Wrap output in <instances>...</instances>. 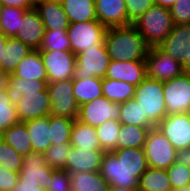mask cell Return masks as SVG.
Listing matches in <instances>:
<instances>
[{"mask_svg":"<svg viewBox=\"0 0 190 191\" xmlns=\"http://www.w3.org/2000/svg\"><path fill=\"white\" fill-rule=\"evenodd\" d=\"M104 44L110 61H146L149 46L133 24L107 28Z\"/></svg>","mask_w":190,"mask_h":191,"instance_id":"1","label":"cell"},{"mask_svg":"<svg viewBox=\"0 0 190 191\" xmlns=\"http://www.w3.org/2000/svg\"><path fill=\"white\" fill-rule=\"evenodd\" d=\"M133 25L149 47L159 46L171 33L174 23L168 8L154 4Z\"/></svg>","mask_w":190,"mask_h":191,"instance_id":"2","label":"cell"},{"mask_svg":"<svg viewBox=\"0 0 190 191\" xmlns=\"http://www.w3.org/2000/svg\"><path fill=\"white\" fill-rule=\"evenodd\" d=\"M133 98L155 126L167 115L162 81L146 76L136 87Z\"/></svg>","mask_w":190,"mask_h":191,"instance_id":"3","label":"cell"},{"mask_svg":"<svg viewBox=\"0 0 190 191\" xmlns=\"http://www.w3.org/2000/svg\"><path fill=\"white\" fill-rule=\"evenodd\" d=\"M143 149L148 167L155 169L166 170L181 158L158 126L150 128Z\"/></svg>","mask_w":190,"mask_h":191,"instance_id":"4","label":"cell"},{"mask_svg":"<svg viewBox=\"0 0 190 191\" xmlns=\"http://www.w3.org/2000/svg\"><path fill=\"white\" fill-rule=\"evenodd\" d=\"M107 28L97 20L71 23L67 28L70 51L75 55L96 45H103Z\"/></svg>","mask_w":190,"mask_h":191,"instance_id":"5","label":"cell"},{"mask_svg":"<svg viewBox=\"0 0 190 191\" xmlns=\"http://www.w3.org/2000/svg\"><path fill=\"white\" fill-rule=\"evenodd\" d=\"M163 95L167 115L190 113V72L164 81Z\"/></svg>","mask_w":190,"mask_h":191,"instance_id":"6","label":"cell"},{"mask_svg":"<svg viewBox=\"0 0 190 191\" xmlns=\"http://www.w3.org/2000/svg\"><path fill=\"white\" fill-rule=\"evenodd\" d=\"M47 90L51 99V116L78 119L80 106L73 96V79L47 83Z\"/></svg>","mask_w":190,"mask_h":191,"instance_id":"7","label":"cell"},{"mask_svg":"<svg viewBox=\"0 0 190 191\" xmlns=\"http://www.w3.org/2000/svg\"><path fill=\"white\" fill-rule=\"evenodd\" d=\"M109 63L110 57L105 44L96 45L95 48L76 55L74 78H105Z\"/></svg>","mask_w":190,"mask_h":191,"instance_id":"8","label":"cell"},{"mask_svg":"<svg viewBox=\"0 0 190 191\" xmlns=\"http://www.w3.org/2000/svg\"><path fill=\"white\" fill-rule=\"evenodd\" d=\"M147 76L158 81H168L182 75V64L164 53L158 46L149 47L146 54Z\"/></svg>","mask_w":190,"mask_h":191,"instance_id":"9","label":"cell"},{"mask_svg":"<svg viewBox=\"0 0 190 191\" xmlns=\"http://www.w3.org/2000/svg\"><path fill=\"white\" fill-rule=\"evenodd\" d=\"M48 83L73 79L76 55L72 51H39Z\"/></svg>","mask_w":190,"mask_h":191,"instance_id":"10","label":"cell"},{"mask_svg":"<svg viewBox=\"0 0 190 191\" xmlns=\"http://www.w3.org/2000/svg\"><path fill=\"white\" fill-rule=\"evenodd\" d=\"M157 126L181 155L190 149V113L166 115Z\"/></svg>","mask_w":190,"mask_h":191,"instance_id":"11","label":"cell"},{"mask_svg":"<svg viewBox=\"0 0 190 191\" xmlns=\"http://www.w3.org/2000/svg\"><path fill=\"white\" fill-rule=\"evenodd\" d=\"M120 118V103H114L101 96L86 102L79 107L78 120L94 128L108 120L118 121Z\"/></svg>","mask_w":190,"mask_h":191,"instance_id":"12","label":"cell"},{"mask_svg":"<svg viewBox=\"0 0 190 191\" xmlns=\"http://www.w3.org/2000/svg\"><path fill=\"white\" fill-rule=\"evenodd\" d=\"M15 107L20 122L49 116L51 99L47 88L40 92L25 93Z\"/></svg>","mask_w":190,"mask_h":191,"instance_id":"13","label":"cell"},{"mask_svg":"<svg viewBox=\"0 0 190 191\" xmlns=\"http://www.w3.org/2000/svg\"><path fill=\"white\" fill-rule=\"evenodd\" d=\"M100 173L110 185L122 188H138V179L134 173L127 170L122 160H118L113 152H105Z\"/></svg>","mask_w":190,"mask_h":191,"instance_id":"14","label":"cell"},{"mask_svg":"<svg viewBox=\"0 0 190 191\" xmlns=\"http://www.w3.org/2000/svg\"><path fill=\"white\" fill-rule=\"evenodd\" d=\"M190 45L188 24L174 25L171 33L158 46L164 53L179 61L187 72V50Z\"/></svg>","mask_w":190,"mask_h":191,"instance_id":"15","label":"cell"},{"mask_svg":"<svg viewBox=\"0 0 190 191\" xmlns=\"http://www.w3.org/2000/svg\"><path fill=\"white\" fill-rule=\"evenodd\" d=\"M103 150L71 147L68 151L64 170L69 174L78 172H98L101 169Z\"/></svg>","mask_w":190,"mask_h":191,"instance_id":"16","label":"cell"},{"mask_svg":"<svg viewBox=\"0 0 190 191\" xmlns=\"http://www.w3.org/2000/svg\"><path fill=\"white\" fill-rule=\"evenodd\" d=\"M45 33L43 21L35 8L27 10L14 38L19 39L32 50H39Z\"/></svg>","mask_w":190,"mask_h":191,"instance_id":"17","label":"cell"},{"mask_svg":"<svg viewBox=\"0 0 190 191\" xmlns=\"http://www.w3.org/2000/svg\"><path fill=\"white\" fill-rule=\"evenodd\" d=\"M34 8L43 21L45 31L67 30L70 25L60 0H35Z\"/></svg>","mask_w":190,"mask_h":191,"instance_id":"18","label":"cell"},{"mask_svg":"<svg viewBox=\"0 0 190 191\" xmlns=\"http://www.w3.org/2000/svg\"><path fill=\"white\" fill-rule=\"evenodd\" d=\"M97 21L106 28L131 25L125 0H95Z\"/></svg>","mask_w":190,"mask_h":191,"instance_id":"19","label":"cell"},{"mask_svg":"<svg viewBox=\"0 0 190 191\" xmlns=\"http://www.w3.org/2000/svg\"><path fill=\"white\" fill-rule=\"evenodd\" d=\"M53 174L54 169L47 165L43 153L33 151L23 158L19 178L22 181L39 182L44 187Z\"/></svg>","mask_w":190,"mask_h":191,"instance_id":"20","label":"cell"},{"mask_svg":"<svg viewBox=\"0 0 190 191\" xmlns=\"http://www.w3.org/2000/svg\"><path fill=\"white\" fill-rule=\"evenodd\" d=\"M147 76L146 61H110L105 78L138 86Z\"/></svg>","mask_w":190,"mask_h":191,"instance_id":"21","label":"cell"},{"mask_svg":"<svg viewBox=\"0 0 190 191\" xmlns=\"http://www.w3.org/2000/svg\"><path fill=\"white\" fill-rule=\"evenodd\" d=\"M32 51V49L19 39L8 37L4 47L3 61L1 62L0 70L12 74L18 64Z\"/></svg>","mask_w":190,"mask_h":191,"instance_id":"22","label":"cell"},{"mask_svg":"<svg viewBox=\"0 0 190 191\" xmlns=\"http://www.w3.org/2000/svg\"><path fill=\"white\" fill-rule=\"evenodd\" d=\"M30 136L32 149L35 152L44 153L50 142L49 116L28 120L25 122Z\"/></svg>","mask_w":190,"mask_h":191,"instance_id":"23","label":"cell"},{"mask_svg":"<svg viewBox=\"0 0 190 191\" xmlns=\"http://www.w3.org/2000/svg\"><path fill=\"white\" fill-rule=\"evenodd\" d=\"M71 23L97 20L95 0H60Z\"/></svg>","mask_w":190,"mask_h":191,"instance_id":"24","label":"cell"},{"mask_svg":"<svg viewBox=\"0 0 190 191\" xmlns=\"http://www.w3.org/2000/svg\"><path fill=\"white\" fill-rule=\"evenodd\" d=\"M2 139L12 146L19 155L25 157L33 152L30 136L25 122H17L2 133Z\"/></svg>","mask_w":190,"mask_h":191,"instance_id":"25","label":"cell"},{"mask_svg":"<svg viewBox=\"0 0 190 191\" xmlns=\"http://www.w3.org/2000/svg\"><path fill=\"white\" fill-rule=\"evenodd\" d=\"M16 77L26 80H48L39 50H33L17 66L13 72Z\"/></svg>","mask_w":190,"mask_h":191,"instance_id":"26","label":"cell"},{"mask_svg":"<svg viewBox=\"0 0 190 191\" xmlns=\"http://www.w3.org/2000/svg\"><path fill=\"white\" fill-rule=\"evenodd\" d=\"M70 145L74 148L101 150L96 129L78 119L73 123Z\"/></svg>","mask_w":190,"mask_h":191,"instance_id":"27","label":"cell"},{"mask_svg":"<svg viewBox=\"0 0 190 191\" xmlns=\"http://www.w3.org/2000/svg\"><path fill=\"white\" fill-rule=\"evenodd\" d=\"M73 96L75 97V100L79 106L103 96L102 78H73Z\"/></svg>","mask_w":190,"mask_h":191,"instance_id":"28","label":"cell"},{"mask_svg":"<svg viewBox=\"0 0 190 191\" xmlns=\"http://www.w3.org/2000/svg\"><path fill=\"white\" fill-rule=\"evenodd\" d=\"M48 80H26L10 74L7 94L12 103L16 104L25 93L40 92L47 88Z\"/></svg>","mask_w":190,"mask_h":191,"instance_id":"29","label":"cell"},{"mask_svg":"<svg viewBox=\"0 0 190 191\" xmlns=\"http://www.w3.org/2000/svg\"><path fill=\"white\" fill-rule=\"evenodd\" d=\"M72 191H107L110 184L98 172L70 174Z\"/></svg>","mask_w":190,"mask_h":191,"instance_id":"30","label":"cell"},{"mask_svg":"<svg viewBox=\"0 0 190 191\" xmlns=\"http://www.w3.org/2000/svg\"><path fill=\"white\" fill-rule=\"evenodd\" d=\"M112 152L118 160H122L127 170L134 173V176L138 180L148 168L143 148H123L116 149Z\"/></svg>","mask_w":190,"mask_h":191,"instance_id":"31","label":"cell"},{"mask_svg":"<svg viewBox=\"0 0 190 191\" xmlns=\"http://www.w3.org/2000/svg\"><path fill=\"white\" fill-rule=\"evenodd\" d=\"M139 191H173L167 171L148 167L138 180Z\"/></svg>","mask_w":190,"mask_h":191,"instance_id":"32","label":"cell"},{"mask_svg":"<svg viewBox=\"0 0 190 191\" xmlns=\"http://www.w3.org/2000/svg\"><path fill=\"white\" fill-rule=\"evenodd\" d=\"M136 86L121 80L102 78V94L114 103H123L134 97Z\"/></svg>","mask_w":190,"mask_h":191,"instance_id":"33","label":"cell"},{"mask_svg":"<svg viewBox=\"0 0 190 191\" xmlns=\"http://www.w3.org/2000/svg\"><path fill=\"white\" fill-rule=\"evenodd\" d=\"M150 128L137 125H121L117 149L143 148Z\"/></svg>","mask_w":190,"mask_h":191,"instance_id":"34","label":"cell"},{"mask_svg":"<svg viewBox=\"0 0 190 191\" xmlns=\"http://www.w3.org/2000/svg\"><path fill=\"white\" fill-rule=\"evenodd\" d=\"M118 121L121 125H137L148 128L155 127L148 119V116L143 115V110L134 98L120 103V118Z\"/></svg>","mask_w":190,"mask_h":191,"instance_id":"35","label":"cell"},{"mask_svg":"<svg viewBox=\"0 0 190 191\" xmlns=\"http://www.w3.org/2000/svg\"><path fill=\"white\" fill-rule=\"evenodd\" d=\"M120 126L119 121L111 119L95 128L101 150L112 152L117 149Z\"/></svg>","mask_w":190,"mask_h":191,"instance_id":"36","label":"cell"},{"mask_svg":"<svg viewBox=\"0 0 190 191\" xmlns=\"http://www.w3.org/2000/svg\"><path fill=\"white\" fill-rule=\"evenodd\" d=\"M26 11L27 9L2 6L0 8V32L7 37H14Z\"/></svg>","mask_w":190,"mask_h":191,"instance_id":"37","label":"cell"},{"mask_svg":"<svg viewBox=\"0 0 190 191\" xmlns=\"http://www.w3.org/2000/svg\"><path fill=\"white\" fill-rule=\"evenodd\" d=\"M74 119L62 116L49 115L50 142L51 145L70 143L71 130Z\"/></svg>","mask_w":190,"mask_h":191,"instance_id":"38","label":"cell"},{"mask_svg":"<svg viewBox=\"0 0 190 191\" xmlns=\"http://www.w3.org/2000/svg\"><path fill=\"white\" fill-rule=\"evenodd\" d=\"M70 51L67 30L45 31L39 51Z\"/></svg>","mask_w":190,"mask_h":191,"instance_id":"39","label":"cell"},{"mask_svg":"<svg viewBox=\"0 0 190 191\" xmlns=\"http://www.w3.org/2000/svg\"><path fill=\"white\" fill-rule=\"evenodd\" d=\"M166 171L171 182L172 190L190 185V168L182 157L167 168Z\"/></svg>","mask_w":190,"mask_h":191,"instance_id":"40","label":"cell"},{"mask_svg":"<svg viewBox=\"0 0 190 191\" xmlns=\"http://www.w3.org/2000/svg\"><path fill=\"white\" fill-rule=\"evenodd\" d=\"M71 147L70 143H59L49 146L43 153L47 165L54 170H64L68 151Z\"/></svg>","mask_w":190,"mask_h":191,"instance_id":"41","label":"cell"},{"mask_svg":"<svg viewBox=\"0 0 190 191\" xmlns=\"http://www.w3.org/2000/svg\"><path fill=\"white\" fill-rule=\"evenodd\" d=\"M19 122L15 104L11 102L7 89L0 91V133Z\"/></svg>","mask_w":190,"mask_h":191,"instance_id":"42","label":"cell"},{"mask_svg":"<svg viewBox=\"0 0 190 191\" xmlns=\"http://www.w3.org/2000/svg\"><path fill=\"white\" fill-rule=\"evenodd\" d=\"M23 156L3 139L0 141V167L19 173L22 168Z\"/></svg>","mask_w":190,"mask_h":191,"instance_id":"43","label":"cell"},{"mask_svg":"<svg viewBox=\"0 0 190 191\" xmlns=\"http://www.w3.org/2000/svg\"><path fill=\"white\" fill-rule=\"evenodd\" d=\"M44 188L46 191H72L70 174L66 170H54L52 179Z\"/></svg>","mask_w":190,"mask_h":191,"instance_id":"44","label":"cell"},{"mask_svg":"<svg viewBox=\"0 0 190 191\" xmlns=\"http://www.w3.org/2000/svg\"><path fill=\"white\" fill-rule=\"evenodd\" d=\"M128 21L133 24L154 5V0H125Z\"/></svg>","mask_w":190,"mask_h":191,"instance_id":"45","label":"cell"},{"mask_svg":"<svg viewBox=\"0 0 190 191\" xmlns=\"http://www.w3.org/2000/svg\"><path fill=\"white\" fill-rule=\"evenodd\" d=\"M170 11L174 25L190 22V0H177Z\"/></svg>","mask_w":190,"mask_h":191,"instance_id":"46","label":"cell"},{"mask_svg":"<svg viewBox=\"0 0 190 191\" xmlns=\"http://www.w3.org/2000/svg\"><path fill=\"white\" fill-rule=\"evenodd\" d=\"M19 179V173L0 167V191H12Z\"/></svg>","mask_w":190,"mask_h":191,"instance_id":"47","label":"cell"},{"mask_svg":"<svg viewBox=\"0 0 190 191\" xmlns=\"http://www.w3.org/2000/svg\"><path fill=\"white\" fill-rule=\"evenodd\" d=\"M12 191H46L39 182L22 181L20 178Z\"/></svg>","mask_w":190,"mask_h":191,"instance_id":"48","label":"cell"},{"mask_svg":"<svg viewBox=\"0 0 190 191\" xmlns=\"http://www.w3.org/2000/svg\"><path fill=\"white\" fill-rule=\"evenodd\" d=\"M2 6L22 8V9H33L35 0H0Z\"/></svg>","mask_w":190,"mask_h":191,"instance_id":"49","label":"cell"},{"mask_svg":"<svg viewBox=\"0 0 190 191\" xmlns=\"http://www.w3.org/2000/svg\"><path fill=\"white\" fill-rule=\"evenodd\" d=\"M10 74L0 70V91L7 89Z\"/></svg>","mask_w":190,"mask_h":191,"instance_id":"50","label":"cell"},{"mask_svg":"<svg viewBox=\"0 0 190 191\" xmlns=\"http://www.w3.org/2000/svg\"><path fill=\"white\" fill-rule=\"evenodd\" d=\"M8 37L0 32V68L1 62L3 61L4 47L7 42Z\"/></svg>","mask_w":190,"mask_h":191,"instance_id":"51","label":"cell"},{"mask_svg":"<svg viewBox=\"0 0 190 191\" xmlns=\"http://www.w3.org/2000/svg\"><path fill=\"white\" fill-rule=\"evenodd\" d=\"M177 0H154V4L170 9Z\"/></svg>","mask_w":190,"mask_h":191,"instance_id":"52","label":"cell"},{"mask_svg":"<svg viewBox=\"0 0 190 191\" xmlns=\"http://www.w3.org/2000/svg\"><path fill=\"white\" fill-rule=\"evenodd\" d=\"M107 191H139L137 188L118 187L110 185Z\"/></svg>","mask_w":190,"mask_h":191,"instance_id":"53","label":"cell"},{"mask_svg":"<svg viewBox=\"0 0 190 191\" xmlns=\"http://www.w3.org/2000/svg\"><path fill=\"white\" fill-rule=\"evenodd\" d=\"M181 157L183 158V160L186 162V164L190 168V149L187 150L185 153H183L181 155Z\"/></svg>","mask_w":190,"mask_h":191,"instance_id":"54","label":"cell"},{"mask_svg":"<svg viewBox=\"0 0 190 191\" xmlns=\"http://www.w3.org/2000/svg\"><path fill=\"white\" fill-rule=\"evenodd\" d=\"M187 72H190V45L187 50Z\"/></svg>","mask_w":190,"mask_h":191,"instance_id":"55","label":"cell"},{"mask_svg":"<svg viewBox=\"0 0 190 191\" xmlns=\"http://www.w3.org/2000/svg\"><path fill=\"white\" fill-rule=\"evenodd\" d=\"M173 191H190V185H187L184 188L176 189V190H173Z\"/></svg>","mask_w":190,"mask_h":191,"instance_id":"56","label":"cell"}]
</instances>
